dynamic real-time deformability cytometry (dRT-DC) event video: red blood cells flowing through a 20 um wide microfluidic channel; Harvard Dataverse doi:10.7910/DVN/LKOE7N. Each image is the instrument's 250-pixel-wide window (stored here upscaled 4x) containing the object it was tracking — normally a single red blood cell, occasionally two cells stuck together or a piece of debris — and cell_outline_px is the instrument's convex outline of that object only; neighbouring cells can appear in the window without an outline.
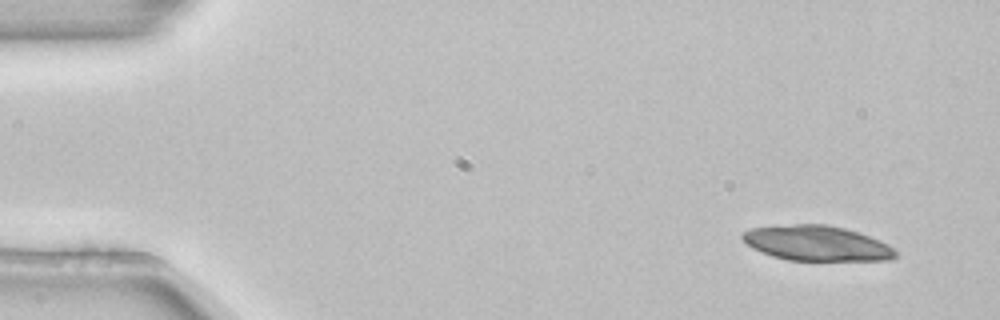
{"species": "common noctule bat (a hibernating species)", "species_latin": "Nyctalus noctula", "temperature_condition": "room temperature", "stored_images_in_passage": 4, "camera_frame_rate_fps": 3000, "um_per_image_px": 0.085, "animal": {"sex": "female", "body_mass_g": 22.7, "forearm_length_mm": 54.2}, "frame": {"image": 1, "passage_image": 1, "time_ms": 0.0, "image_size_px": [1000, 320], "cell_outline_px": [[896, 256], [888, 260], [788, 260], [772, 256], [760, 252], [752, 248], [740, 236], [740, 232], [752, 228], [796, 224], [824, 224], [844, 228], [880, 240], [888, 244], [896, 252]], "centroid_in_image_um": [69.38, 20.67], "position_along_channel_um": 15.6, "area_um2": 31.1}}